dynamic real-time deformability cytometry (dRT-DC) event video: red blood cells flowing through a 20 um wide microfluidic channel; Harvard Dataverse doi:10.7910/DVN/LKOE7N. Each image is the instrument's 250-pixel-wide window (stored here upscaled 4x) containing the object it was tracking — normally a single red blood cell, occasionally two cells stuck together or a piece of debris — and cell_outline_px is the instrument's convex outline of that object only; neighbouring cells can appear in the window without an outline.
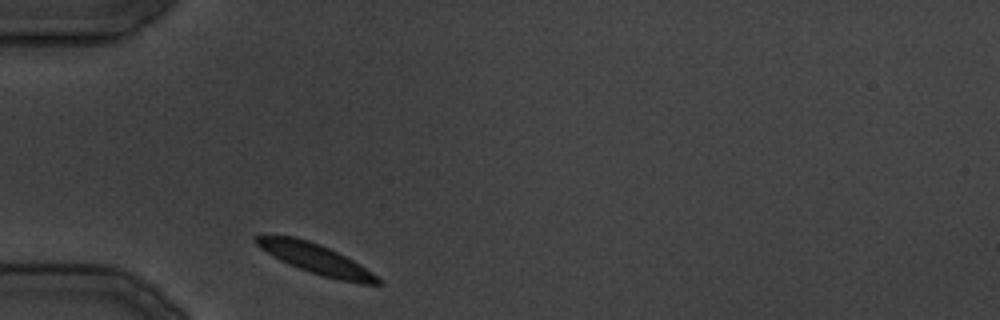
{"species": "common noctule bat (a hibernating species)", "species_latin": "Nyctalus noctula", "temperature_condition": "cold", "stored_images_in_passage": 21, "camera_frame_rate_fps": 3000, "um_per_image_px": 0.085, "animal": {"sex": "male", "body_mass_g": 19.5, "forearm_length_mm": 54.6}, "frame": {"image": 1, "passage_image": 1, "time_ms": 0.0, "image_size_px": [1000, 320], "cell_outline_px": [[384, 284], [360, 284], [340, 280], [324, 276], [288, 264], [272, 256], [260, 248], [252, 240], [252, 236], [268, 232], [296, 236], [320, 244], [360, 264], [372, 272]], "centroid_in_image_um": [26.71, 21.94], "position_along_channel_um": 58.3, "area_um2": 21.62}}
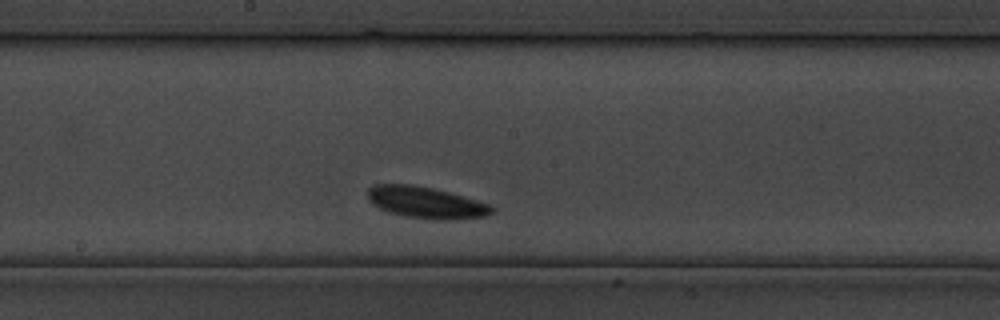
{"frame": {"image": 2, "passage_image": 10, "time_ms": 11.333, "image_size_px": [1000, 320], "cell_outline_px": [[496, 208], [488, 216], [460, 220], [436, 220], [404, 216], [388, 212], [372, 204], [368, 200], [368, 188], [376, 184], [412, 184], [432, 188], [448, 192], [476, 200], [488, 204]], "centroid_in_image_um": [36.22, 17.23], "position_along_channel_um": 212.0, "area_um2": 23.0}}
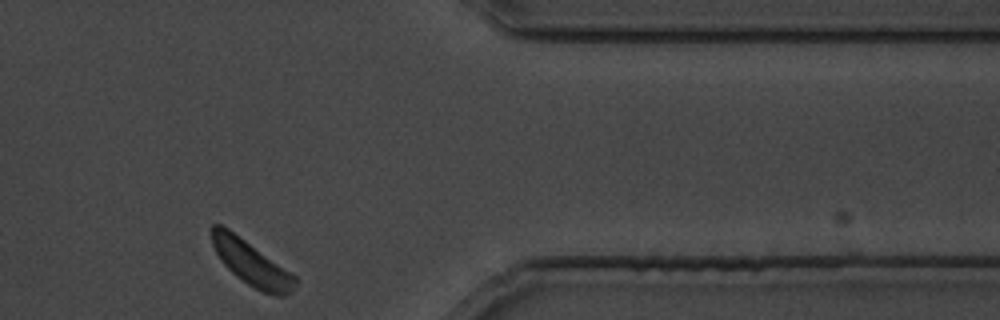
{"frame": {"image": 3, "passage_image": 21, "time_ms": 24.667, "image_size_px": [1000, 320], "cell_outline_px": [[296, 284], [292, 292], [284, 296], [276, 296], [264, 292], [248, 284], [236, 276], [220, 260], [212, 244], [212, 224], [220, 224], [228, 228], [296, 276]], "centroid_in_image_um": [21.37, 22.38], "position_along_channel_um": 390.0, "area_um2": 21.21}}